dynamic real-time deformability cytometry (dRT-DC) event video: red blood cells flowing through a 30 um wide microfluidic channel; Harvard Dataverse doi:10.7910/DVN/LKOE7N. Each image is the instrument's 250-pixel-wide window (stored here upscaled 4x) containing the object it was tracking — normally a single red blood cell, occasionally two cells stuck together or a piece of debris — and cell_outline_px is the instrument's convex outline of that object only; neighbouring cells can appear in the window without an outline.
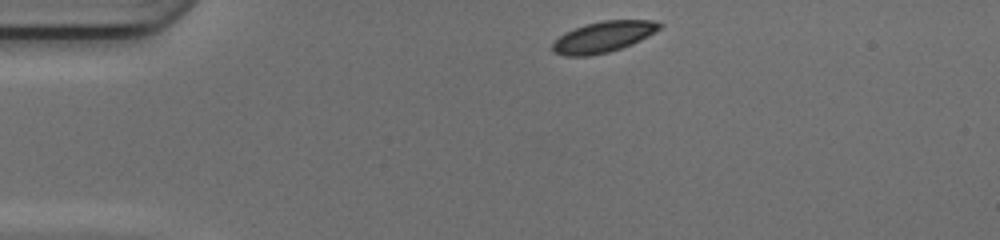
{"species": "common noctule bat (a hibernating species)", "species_latin": "Nyctalus noctula", "temperature_condition": "cold", "stored_images_in_passage": 41, "camera_frame_rate_fps": 3000, "um_per_image_px": 0.085, "animal": {"sex": "female", "body_mass_g": 17.0, "forearm_length_mm": 48.0}, "frame": {"image": 1, "passage_image": 1, "time_ms": 0.0, "image_size_px": [1000, 240], "cell_outline_px": [[664, 24], [660, 28], [648, 36], [632, 44], [608, 52], [588, 56], [564, 56], [552, 52], [552, 44], [564, 32], [588, 24], [604, 20], [652, 20]], "centroid_in_image_um": [51.27, 3.14], "position_along_channel_um": 33.7, "area_um2": 19.13}}
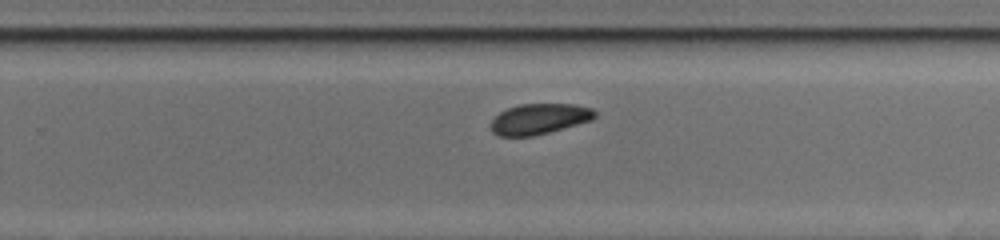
{"frame": {"image": 2, "passage_image": 23, "time_ms": 7.333, "image_size_px": [1000, 240], "cell_outline_px": [[596, 116], [592, 120], [548, 132], [532, 136], [500, 136], [492, 132], [492, 120], [500, 112], [508, 108], [520, 104], [576, 104], [592, 108], [596, 112]], "centroid_in_image_um": [45.86, 10.1], "position_along_channel_um": 283.9, "area_um2": 18.38}}
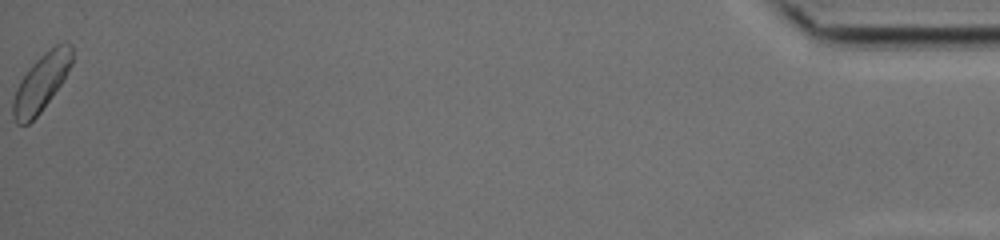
{"frame": {"image": 3, "passage_image": 41, "time_ms": 13.333, "image_size_px": [1000, 240], "cell_outline_px": [[72, 64], [60, 84], [40, 112], [28, 124], [16, 124], [12, 116], [12, 100], [16, 88], [20, 80], [28, 68], [44, 52], [56, 44], [64, 40], [68, 40], [72, 44]], "centroid_in_image_um": [3.49, 6.98], "position_along_channel_um": 431.7, "area_um2": 19.71}, "authors_computed_cell_mechanics": {"area_um2": 19.4208, "velocity_mm_per_s": 4.132, "shape_relaxation_time_tau1_ms": 1.7986, "shape_relaxation_time_tau2_ms": 5.1064, "deformation_change_tau1": 0.0666, "deformation_change_tau2": 0.0789}}